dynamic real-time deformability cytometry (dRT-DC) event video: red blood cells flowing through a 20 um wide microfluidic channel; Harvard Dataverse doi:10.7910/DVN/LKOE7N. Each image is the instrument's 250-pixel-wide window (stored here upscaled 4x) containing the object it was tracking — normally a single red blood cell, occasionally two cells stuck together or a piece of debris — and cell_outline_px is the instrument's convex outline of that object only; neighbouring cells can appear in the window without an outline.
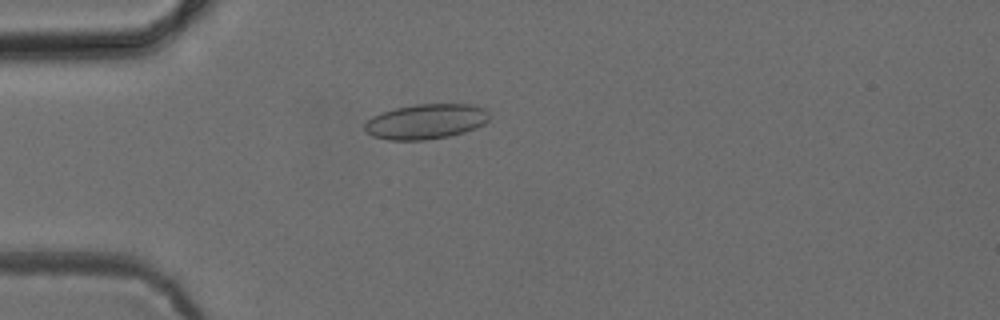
{"species": "common noctule bat (a hibernating species)", "species_latin": "Nyctalus noctula", "temperature_condition": "cold", "stored_images_in_passage": 42, "camera_frame_rate_fps": 3000, "um_per_image_px": 0.085, "animal": {"sex": "female", "body_mass_g": 24.6, "forearm_length_mm": 56.2}, "frame": {"image": 1, "passage_image": 5, "time_ms": 1.333, "image_size_px": [1000, 320], "cell_outline_px": [[488, 120], [484, 124], [476, 128], [464, 132], [448, 136], [424, 140], [388, 140], [372, 136], [364, 128], [364, 124], [372, 116], [380, 112], [396, 108], [416, 104], [468, 104], [484, 108], [488, 112]], "centroid_in_image_um": [36.19, 10.33], "position_along_channel_um": 48.8, "area_um2": 25.43}}
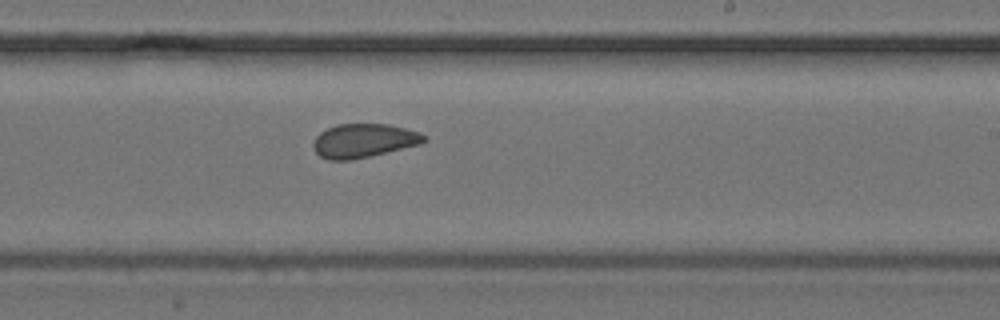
{"frame": {"image": 2, "passage_image": 22, "time_ms": 7.0, "image_size_px": [1000, 320], "cell_outline_px": [[428, 140], [420, 144], [352, 160], [328, 160], [320, 156], [312, 148], [312, 144], [316, 136], [320, 132], [336, 124], [388, 124], [420, 132]], "centroid_in_image_um": [30.88, 11.95], "position_along_channel_um": 258.1, "area_um2": 21.79}}
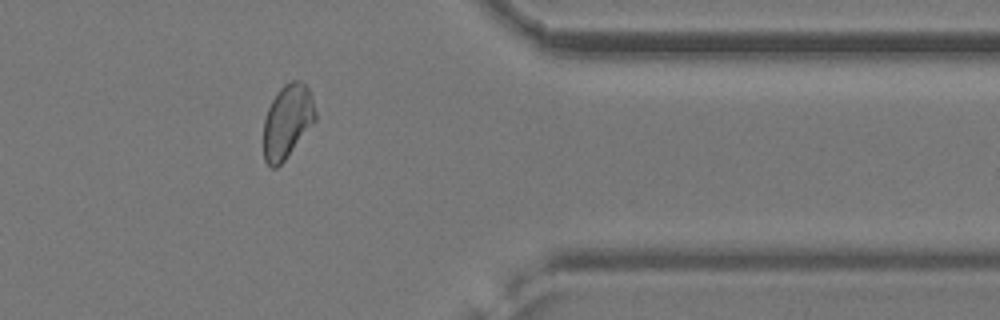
{"frame": {"image": 3, "passage_image": 33, "time_ms": 10.667, "image_size_px": [1000, 320], "cell_outline_px": [[316, 120], [284, 160], [276, 168], [272, 168], [264, 160], [264, 120], [268, 108], [272, 100], [280, 88], [284, 84], [292, 80], [300, 80], [308, 84], [316, 112]], "centroid_in_image_um": [24.43, 10.28], "position_along_channel_um": 387.0, "area_um2": 22.2}}